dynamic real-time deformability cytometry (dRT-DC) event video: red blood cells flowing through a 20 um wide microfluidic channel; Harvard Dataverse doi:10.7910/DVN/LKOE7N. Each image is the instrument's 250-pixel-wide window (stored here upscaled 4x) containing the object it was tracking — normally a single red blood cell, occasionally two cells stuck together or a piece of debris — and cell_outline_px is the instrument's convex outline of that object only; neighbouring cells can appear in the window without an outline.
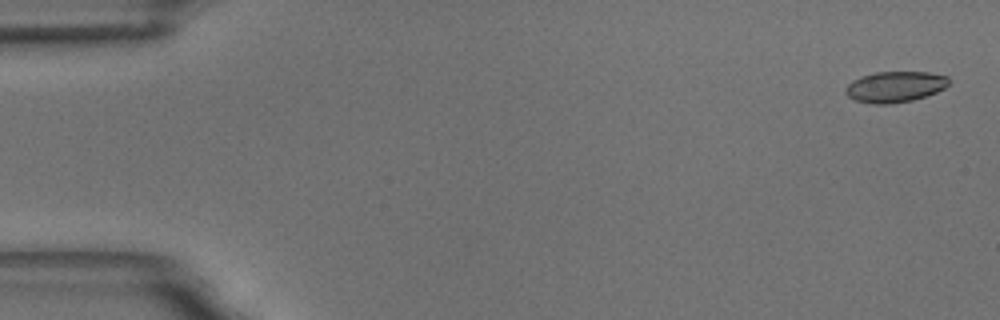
{"species": "common noctule bat (a hibernating species)", "species_latin": "Nyctalus noctula", "temperature_condition": "room temperature", "stored_images_in_passage": 11, "camera_frame_rate_fps": 3000, "um_per_image_px": 0.085, "animal": {"sex": "male", "body_mass_g": 18.8}, "frame": {"image": 1, "passage_image": 1, "time_ms": 0.0, "image_size_px": [1000, 320], "cell_outline_px": [[948, 84], [944, 88], [936, 92], [912, 100], [888, 104], [872, 104], [856, 100], [848, 96], [844, 92], [844, 88], [852, 80], [860, 76], [876, 72], [928, 72], [948, 76]], "centroid_in_image_um": [76.04, 7.37], "position_along_channel_um": 9.0, "area_um2": 18.55}}
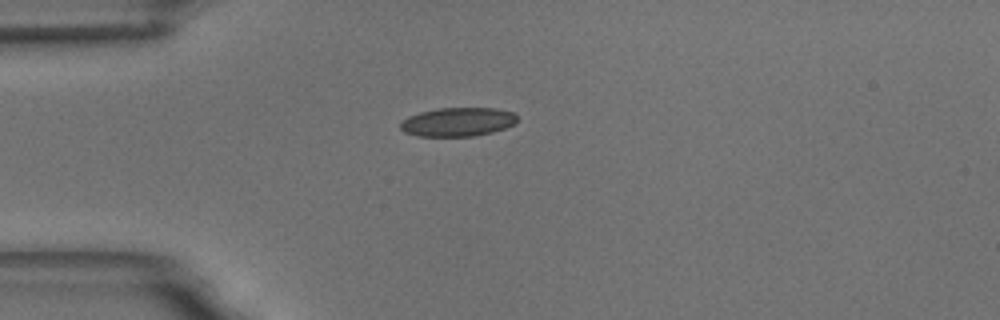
{"frame": {"image": 2, "passage_image": 4, "time_ms": 4.333, "image_size_px": [1000, 320], "cell_outline_px": [[516, 120], [512, 124], [504, 128], [492, 132], [476, 136], [416, 136], [404, 132], [400, 128], [400, 124], [408, 116], [420, 112], [436, 108], [496, 108], [512, 112], [516, 116]], "centroid_in_image_um": [38.87, 10.36], "position_along_channel_um": 46.1, "area_um2": 19.54}}